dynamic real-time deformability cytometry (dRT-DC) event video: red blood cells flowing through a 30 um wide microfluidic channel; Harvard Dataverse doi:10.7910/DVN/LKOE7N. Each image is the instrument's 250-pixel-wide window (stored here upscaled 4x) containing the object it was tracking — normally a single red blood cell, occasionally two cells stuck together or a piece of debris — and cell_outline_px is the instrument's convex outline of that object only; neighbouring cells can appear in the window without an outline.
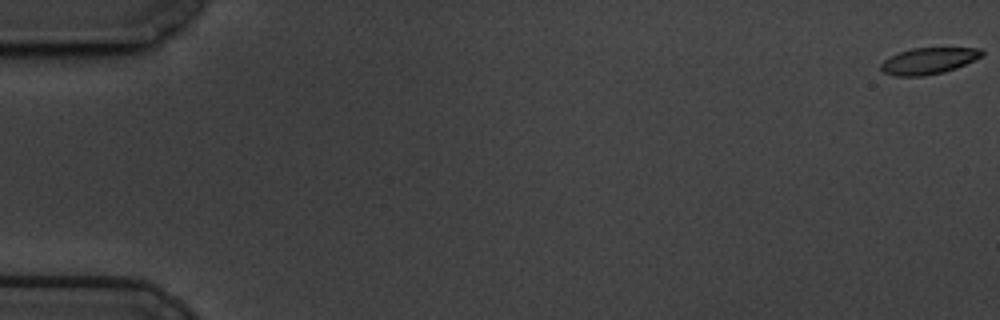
{"species": "common noctule bat (a hibernating species)", "species_latin": "Nyctalus noctula", "temperature_condition": "cold", "stored_images_in_passage": 60, "camera_frame_rate_fps": 3000, "um_per_image_px": 0.085, "animal": {"sex": "male", "body_mass_g": 19.5, "forearm_length_mm": 54.6}, "frame": {"image": 1, "passage_image": 1, "time_ms": 0.0, "image_size_px": [1000, 320], "cell_outline_px": [[984, 56], [956, 68], [944, 72], [924, 76], [896, 76], [884, 72], [880, 68], [880, 64], [884, 60], [900, 52], [912, 48], [980, 48], [984, 52]], "centroid_in_image_um": [78.96, 5.17], "position_along_channel_um": 6.0, "area_um2": 15.49}}
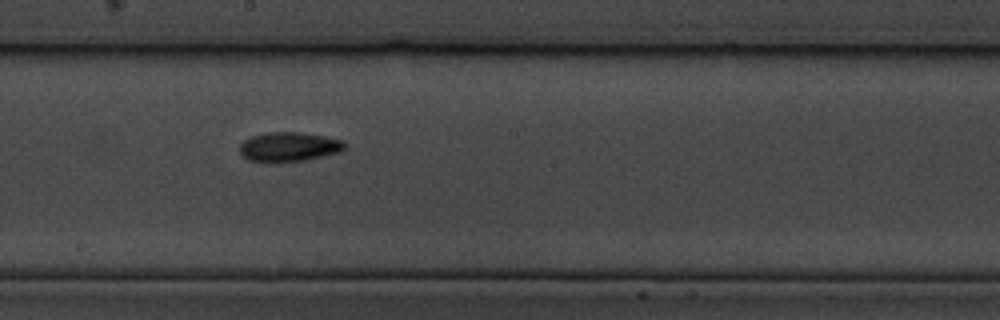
{"frame": {"image": 2, "passage_image": 34, "time_ms": 11.0, "image_size_px": [1000, 320], "cell_outline_px": [[348, 144], [340, 152], [304, 160], [248, 160], [240, 152], [240, 144], [244, 140], [252, 136], [268, 132], [300, 132], [324, 136], [344, 140]], "centroid_in_image_um": [24.62, 12.44], "position_along_channel_um": 223.6, "area_um2": 17.51}}
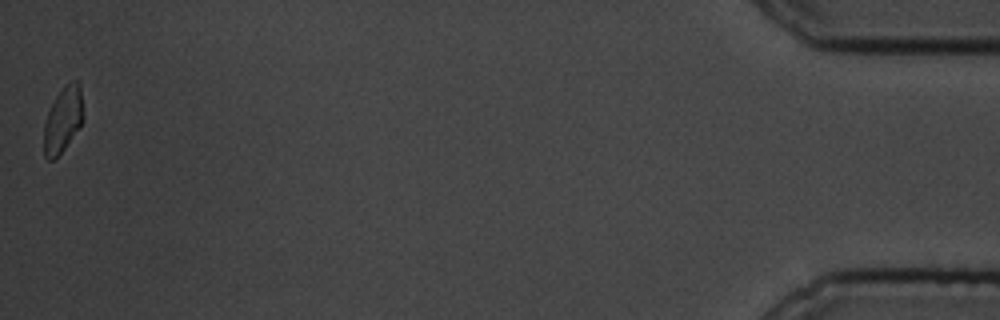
{"frame": {"image": 3, "passage_image": 60, "time_ms": 19.667, "image_size_px": [1000, 320], "cell_outline_px": [[84, 120], [64, 148], [52, 160], [48, 160], [44, 156], [44, 124], [48, 112], [56, 96], [64, 84], [72, 80], [76, 80], [80, 84], [84, 116]], "centroid_in_image_um": [5.37, 10.12], "position_along_channel_um": 429.8, "area_um2": 14.97}, "authors_computed_cell_mechanics": {"area_um2": 16.5308, "velocity_mm_per_s": 3.4203, "shape_relaxation_time_tau1_ms": 6.9962, "shape_relaxation_time_tau2_ms": 4.7939, "deformation_change_tau1": 0.1422, "deformation_change_tau2": 0.0906}}